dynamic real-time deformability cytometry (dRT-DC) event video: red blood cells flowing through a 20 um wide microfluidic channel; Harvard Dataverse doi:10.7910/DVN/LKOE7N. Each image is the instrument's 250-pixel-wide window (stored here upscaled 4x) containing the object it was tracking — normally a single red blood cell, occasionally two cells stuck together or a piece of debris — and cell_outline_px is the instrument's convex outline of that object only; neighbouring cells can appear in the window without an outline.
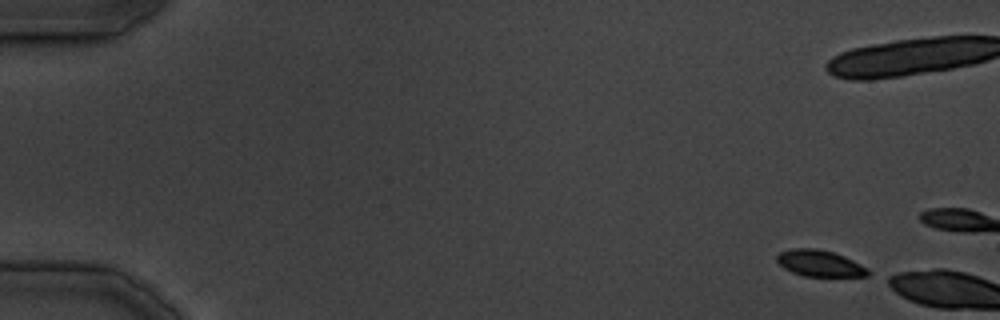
{"species": "common noctule bat (a hibernating species)", "species_latin": "Nyctalus noctula", "temperature_condition": "cold", "stored_images_in_passage": 3, "camera_frame_rate_fps": 3000, "um_per_image_px": 0.085, "animal": {"sex": "male", "body_mass_g": 19.5, "forearm_length_mm": 54.6}, "frame": {"image": 1, "passage_image": 1, "time_ms": 0.0, "image_size_px": [1000, 320], "cell_outline_px": [[872, 272], [868, 276], [804, 276], [792, 272], [784, 268], [776, 260], [776, 256], [780, 252], [792, 248], [816, 248], [832, 252], [844, 256], [868, 268]], "centroid_in_image_um": [69.68, 22.38], "position_along_channel_um": 15.3, "area_um2": 13.99}}